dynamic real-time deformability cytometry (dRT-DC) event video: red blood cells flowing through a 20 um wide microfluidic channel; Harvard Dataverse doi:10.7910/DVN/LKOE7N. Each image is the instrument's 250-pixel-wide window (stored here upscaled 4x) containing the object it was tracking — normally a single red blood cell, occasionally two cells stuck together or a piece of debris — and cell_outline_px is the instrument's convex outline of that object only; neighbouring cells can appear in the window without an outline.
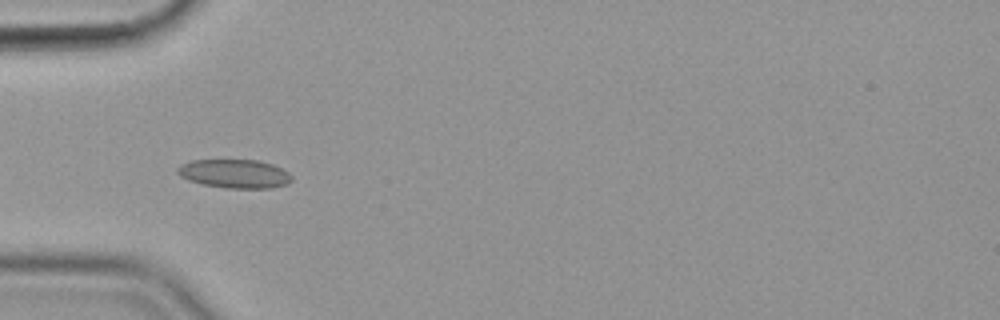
{"species": "common noctule bat (a hibernating species)", "species_latin": "Nyctalus noctula", "temperature_condition": "cold", "stored_images_in_passage": 41, "camera_frame_rate_fps": 3000, "um_per_image_px": 0.085, "animal": {"sex": "female", "body_mass_g": 19.9}, "frame": {"image": 1, "passage_image": 4, "time_ms": 1.0, "image_size_px": [1000, 320], "cell_outline_px": [[292, 180], [288, 184], [272, 188], [224, 188], [200, 184], [188, 180], [180, 176], [176, 172], [176, 168], [180, 164], [192, 160], [256, 160], [272, 164], [288, 172], [292, 176]], "centroid_in_image_um": [19.91, 14.77], "position_along_channel_um": 65.1, "area_um2": 19.31}}
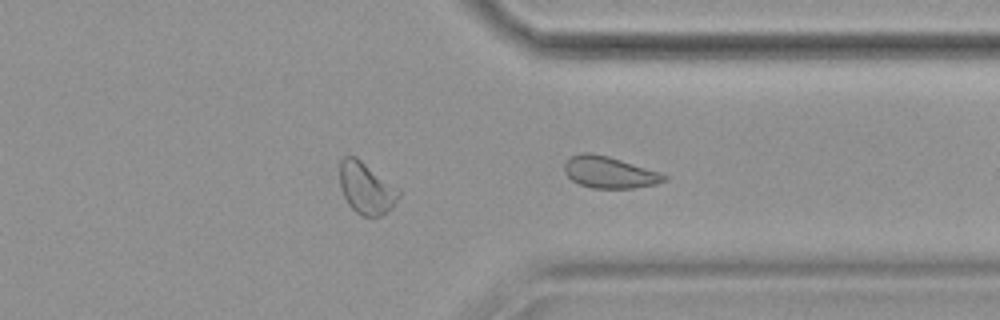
{"frame": {"image": 2, "passage_image": 29, "time_ms": 9.333, "image_size_px": [1000, 320], "cell_outline_px": [[400, 196], [392, 208], [380, 216], [360, 216], [348, 204], [340, 188], [340, 160], [344, 156], [356, 156], [400, 188]], "centroid_in_image_um": [31.15, 15.98], "position_along_channel_um": 380.3, "area_um2": 18.03}}
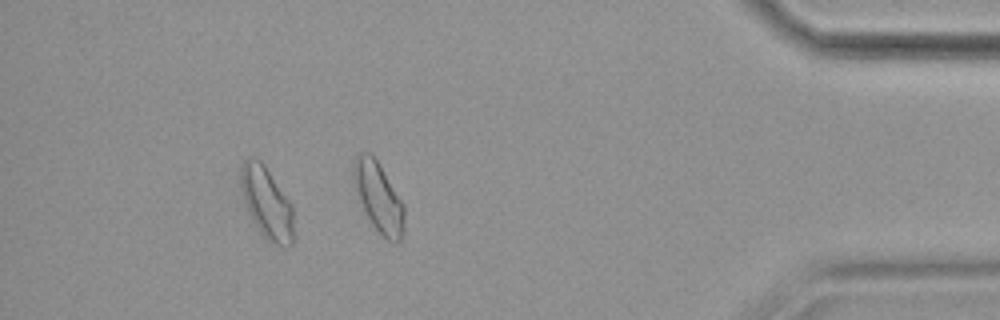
{"frame": {"image": 3, "passage_image": 36, "time_ms": 11.667, "image_size_px": [1000, 320], "cell_outline_px": [[292, 244], [288, 248], [284, 248], [268, 240], [260, 232], [252, 220], [248, 212], [244, 200], [240, 184], [240, 168], [244, 160], [248, 156], [252, 156], [260, 160], [264, 164], [292, 204]], "centroid_in_image_um": [22.65, 17.21], "position_along_channel_um": 412.6, "area_um2": 22.08}}